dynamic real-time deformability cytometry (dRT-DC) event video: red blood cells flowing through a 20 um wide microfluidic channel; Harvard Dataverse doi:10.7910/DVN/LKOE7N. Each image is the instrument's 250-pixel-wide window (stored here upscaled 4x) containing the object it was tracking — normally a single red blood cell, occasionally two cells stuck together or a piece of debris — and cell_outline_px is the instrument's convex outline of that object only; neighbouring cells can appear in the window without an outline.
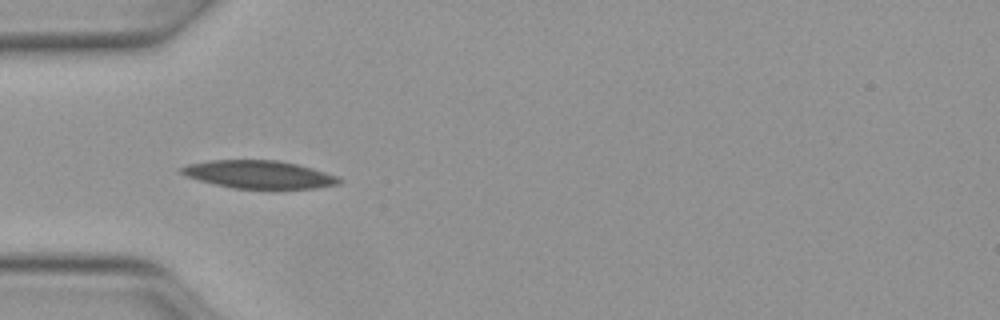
{"species": "Egyptian fruit bat (a non-hibernating species)", "species_latin": "Rousettus aegyptiacus", "temperature_condition": "warm", "stored_images_in_passage": 25, "camera_frame_rate_fps": 3000, "um_per_image_px": 0.085, "animal": {"sex": "female"}, "frame": {"image": 1, "passage_image": 1, "time_ms": 0.0, "image_size_px": [1000, 320], "cell_outline_px": [[344, 180], [340, 184], [316, 188], [272, 192], [232, 188], [200, 180], [188, 176], [180, 172], [176, 168], [188, 164], [208, 160], [276, 160], [296, 164], [312, 168], [336, 176]], "centroid_in_image_um": [22.05, 14.88], "position_along_channel_um": 62.9, "area_um2": 26.65}}
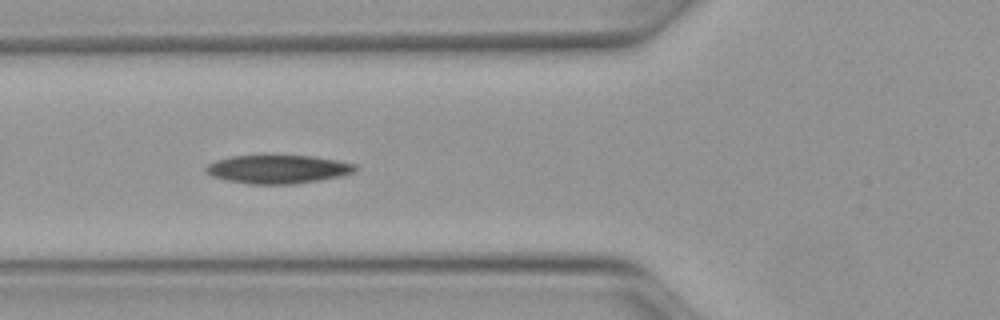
{"frame": {"image": 2, "passage_image": 4, "time_ms": 1.0, "image_size_px": [1000, 320], "cell_outline_px": [[356, 172], [340, 176], [320, 180], [292, 184], [248, 184], [228, 180], [212, 176], [204, 168], [208, 164], [216, 160], [232, 156], [264, 152], [312, 156], [336, 160], [356, 164]], "centroid_in_image_um": [23.61, 14.33], "position_along_channel_um": 102.2, "area_um2": 25.72}}
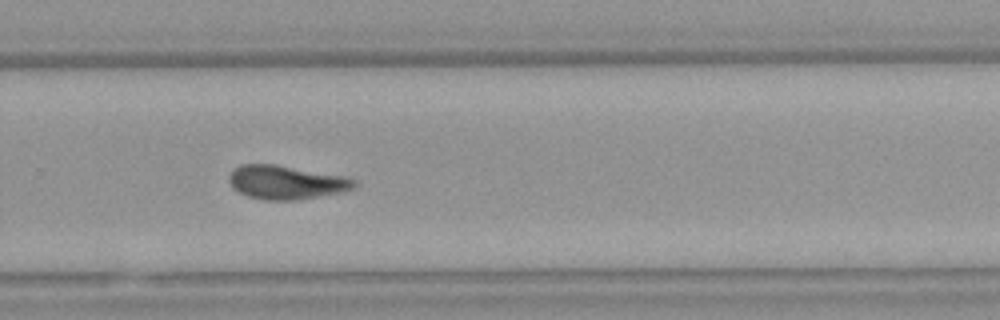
{"frame": {"image": 3, "passage_image": 19, "time_ms": 6.0, "image_size_px": [1000, 320], "cell_outline_px": [[356, 184], [352, 188], [336, 192], [296, 200], [264, 200], [248, 196], [232, 188], [228, 180], [228, 176], [240, 164], [276, 164], [344, 176], [356, 180]], "centroid_in_image_um": [24.26, 15.48], "position_along_channel_um": 305.5, "area_um2": 24.28}, "authors_computed_cell_mechanics": {"area_um2": 24.4494, "velocity_mm_per_s": 4.082, "shape_relaxation_time_tau1_ms": null, "shape_relaxation_time_tau2_ms": 3.39, "deformation_change_tau1": null, "deformation_change_tau2": 0.1137}}